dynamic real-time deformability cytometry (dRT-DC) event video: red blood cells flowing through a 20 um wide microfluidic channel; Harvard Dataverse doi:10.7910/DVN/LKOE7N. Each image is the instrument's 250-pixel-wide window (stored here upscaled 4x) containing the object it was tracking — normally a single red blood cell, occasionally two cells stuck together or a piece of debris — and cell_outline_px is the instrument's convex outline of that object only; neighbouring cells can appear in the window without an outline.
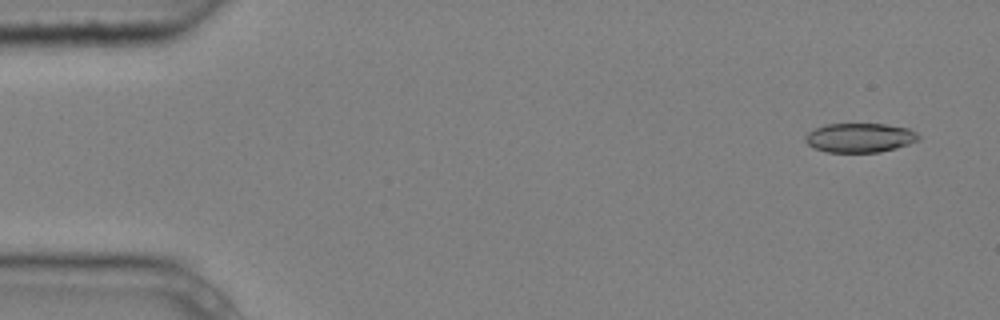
{"species": "common noctule bat (a hibernating species)", "species_latin": "Nyctalus noctula", "temperature_condition": "cold", "stored_images_in_passage": 7, "camera_frame_rate_fps": 3000, "um_per_image_px": 0.085, "animal": {"sex": "male", "body_mass_g": 20.4}, "frame": {"image": 1, "passage_image": 1, "time_ms": 0.0, "image_size_px": [1000, 320], "cell_outline_px": [[920, 140], [896, 148], [880, 152], [828, 152], [812, 148], [804, 140], [804, 136], [808, 132], [824, 124], [884, 124], [908, 128], [916, 132], [920, 136]], "centroid_in_image_um": [73.07, 11.71], "position_along_channel_um": 11.9, "area_um2": 19.42}}
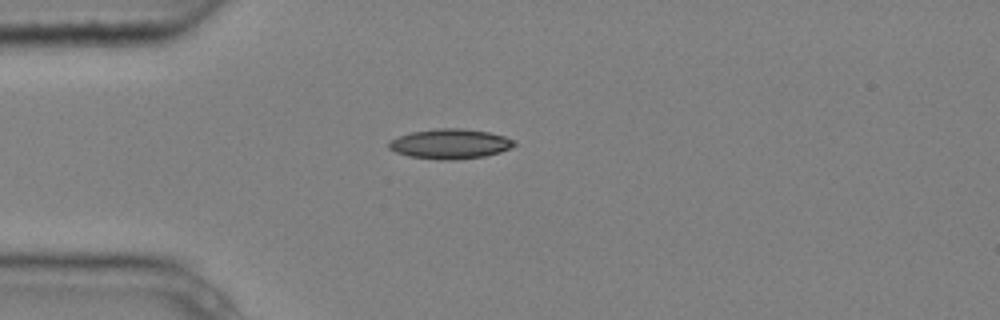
{"frame": {"image": 2, "passage_image": 4, "time_ms": 1.0, "image_size_px": [1000, 320], "cell_outline_px": [[516, 144], [500, 152], [484, 156], [456, 160], [440, 160], [408, 156], [396, 152], [388, 148], [388, 144], [392, 140], [400, 136], [412, 132], [436, 128], [464, 128], [488, 132], [504, 136], [516, 140]], "centroid_in_image_um": [38.27, 12.23], "position_along_channel_um": 46.7, "area_um2": 21.79}}
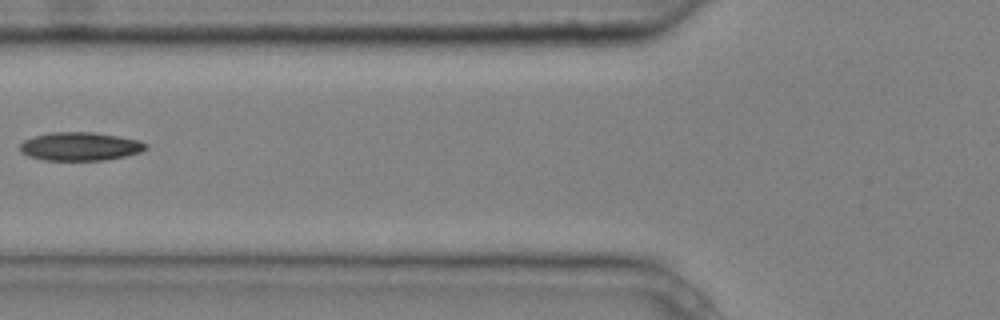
{"frame": {"image": 3, "passage_image": 6, "time_ms": 1.667, "image_size_px": [1000, 320], "cell_outline_px": [[148, 148], [140, 152], [124, 156], [104, 160], [44, 160], [28, 156], [20, 152], [20, 144], [24, 140], [36, 136], [52, 132], [92, 132], [116, 136], [136, 140], [148, 144]], "centroid_in_image_um": [6.79, 12.45], "position_along_channel_um": 119.0, "area_um2": 20.63}}